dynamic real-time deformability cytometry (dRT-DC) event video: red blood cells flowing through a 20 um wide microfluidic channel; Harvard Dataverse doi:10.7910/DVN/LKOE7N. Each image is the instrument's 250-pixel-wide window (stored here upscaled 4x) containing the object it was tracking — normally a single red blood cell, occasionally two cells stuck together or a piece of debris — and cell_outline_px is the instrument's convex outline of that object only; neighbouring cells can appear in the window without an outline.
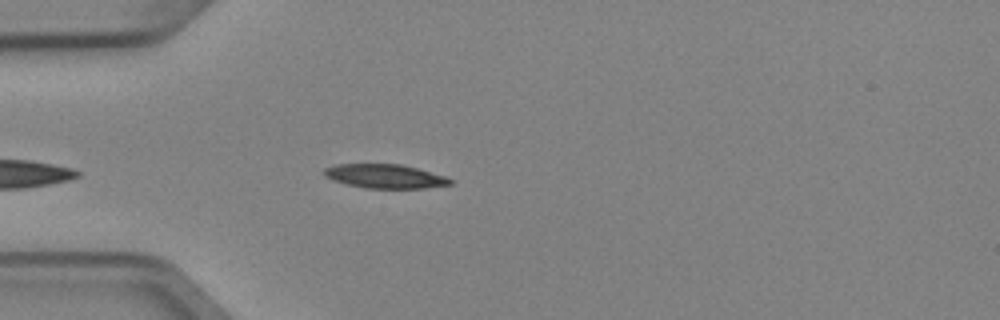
{"species": "Egyptian fruit bat (a non-hibernating species)", "species_latin": "Rousettus aegyptiacus", "temperature_condition": "cold", "stored_images_in_passage": 2, "camera_frame_rate_fps": 3000, "um_per_image_px": 0.085, "animal": {"sex": "female"}, "frame": {"image": 1, "passage_image": 2, "time_ms": 0.333, "image_size_px": [1000, 320], "cell_outline_px": [[452, 184], [424, 188], [364, 188], [332, 180], [324, 176], [324, 168], [336, 164], [400, 164], [448, 176], [452, 180]], "centroid_in_image_um": [32.73, 14.98], "position_along_channel_um": 52.3, "area_um2": 17.63}}